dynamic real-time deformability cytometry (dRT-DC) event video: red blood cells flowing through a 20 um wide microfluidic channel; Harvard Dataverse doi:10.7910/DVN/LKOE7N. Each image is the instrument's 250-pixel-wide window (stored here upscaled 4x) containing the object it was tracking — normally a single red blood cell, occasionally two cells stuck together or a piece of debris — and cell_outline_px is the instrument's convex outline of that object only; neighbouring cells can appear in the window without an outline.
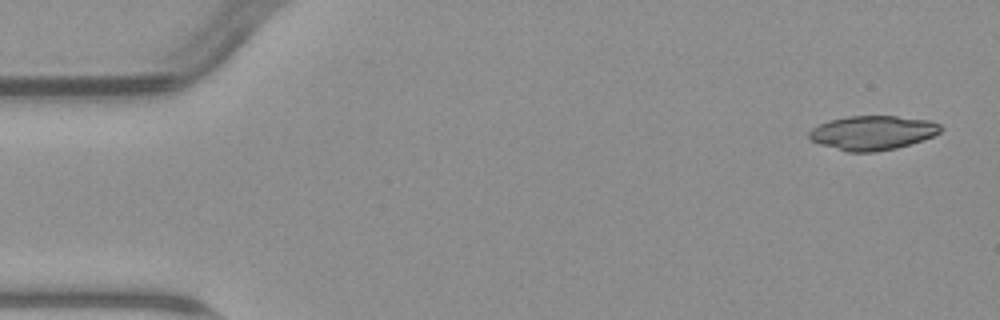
{"species": "common noctule bat (a hibernating species)", "species_latin": "Nyctalus noctula", "temperature_condition": "warm", "stored_images_in_passage": 6, "camera_frame_rate_fps": 3000, "um_per_image_px": 0.085, "animal": {"sex": "male", "body_mass_g": 23.1, "forearm_length_mm": 52.7}, "frame": {"image": 1, "passage_image": 1, "time_ms": 0.0, "image_size_px": [1000, 320], "cell_outline_px": [[944, 128], [940, 132], [932, 136], [896, 148], [876, 152], [848, 152], [820, 144], [812, 140], [808, 136], [808, 132], [812, 128], [828, 120], [848, 116], [896, 116], [928, 120], [940, 124]], "centroid_in_image_um": [74.15, 11.28], "position_along_channel_um": 10.8, "area_um2": 26.13}}